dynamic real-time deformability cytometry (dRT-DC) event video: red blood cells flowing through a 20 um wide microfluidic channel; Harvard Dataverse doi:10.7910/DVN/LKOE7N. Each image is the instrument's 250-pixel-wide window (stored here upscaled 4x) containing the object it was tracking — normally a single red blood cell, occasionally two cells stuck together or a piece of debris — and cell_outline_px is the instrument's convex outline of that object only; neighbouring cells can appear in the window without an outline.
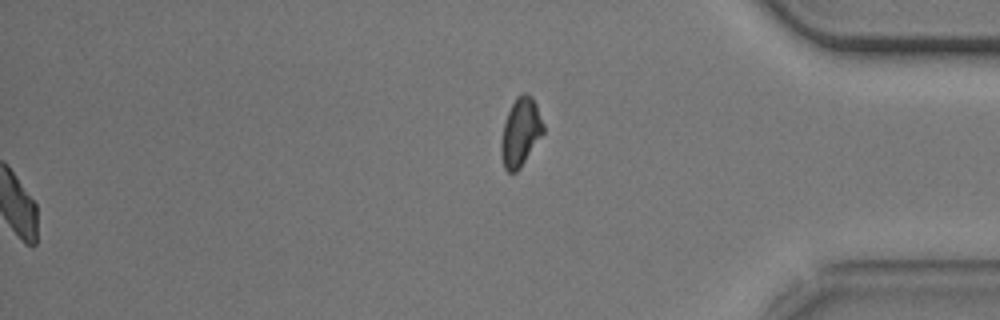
{"species": "common noctule bat (a hibernating species)", "species_latin": "Nyctalus noctula", "temperature_condition": "cold", "stored_images_in_passage": 47, "segment_of_instrument_passage": [2, 2], "camera_frame_rate_fps": 3000, "um_per_image_px": 0.085, "animal": {"sex": "male", "body_mass_g": 20.5, "forearm_length_mm": 52.5}, "frame": {"image": 1, "passage_image": 47, "time_ms": 15.333, "image_size_px": [1000, 320], "cell_outline_px": [[544, 132], [520, 168], [516, 172], [508, 172], [504, 168], [500, 156], [500, 144], [504, 120], [516, 96], [520, 92], [528, 92], [532, 96], [536, 104], [544, 124]], "centroid_in_image_um": [44.23, 11.21], "position_along_channel_um": 391.0, "area_um2": 17.05}}